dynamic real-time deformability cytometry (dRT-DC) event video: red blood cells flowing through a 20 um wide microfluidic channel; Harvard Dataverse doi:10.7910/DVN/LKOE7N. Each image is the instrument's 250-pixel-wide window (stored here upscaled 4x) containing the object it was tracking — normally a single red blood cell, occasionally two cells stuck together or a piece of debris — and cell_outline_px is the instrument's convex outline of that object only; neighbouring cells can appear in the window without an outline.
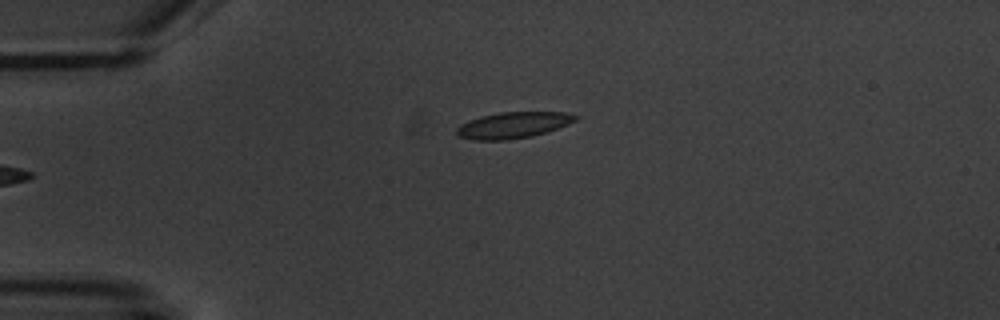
{"species": "common noctule bat (a hibernating species)", "species_latin": "Nyctalus noctula", "temperature_condition": "warm", "stored_images_in_passage": 4, "camera_frame_rate_fps": 3000, "um_per_image_px": 0.085, "animal": {"sex": "male", "body_mass_g": 20.1, "forearm_length_mm": 53.5}, "frame": {"image": 1, "passage_image": 4, "time_ms": 3.667, "image_size_px": [1000, 320], "cell_outline_px": [[580, 116], [576, 120], [568, 124], [532, 136], [508, 140], [472, 140], [460, 136], [456, 132], [456, 128], [460, 124], [468, 120], [480, 116], [500, 112], [564, 112]], "centroid_in_image_um": [43.59, 10.63], "position_along_channel_um": 41.4, "area_um2": 18.09}}